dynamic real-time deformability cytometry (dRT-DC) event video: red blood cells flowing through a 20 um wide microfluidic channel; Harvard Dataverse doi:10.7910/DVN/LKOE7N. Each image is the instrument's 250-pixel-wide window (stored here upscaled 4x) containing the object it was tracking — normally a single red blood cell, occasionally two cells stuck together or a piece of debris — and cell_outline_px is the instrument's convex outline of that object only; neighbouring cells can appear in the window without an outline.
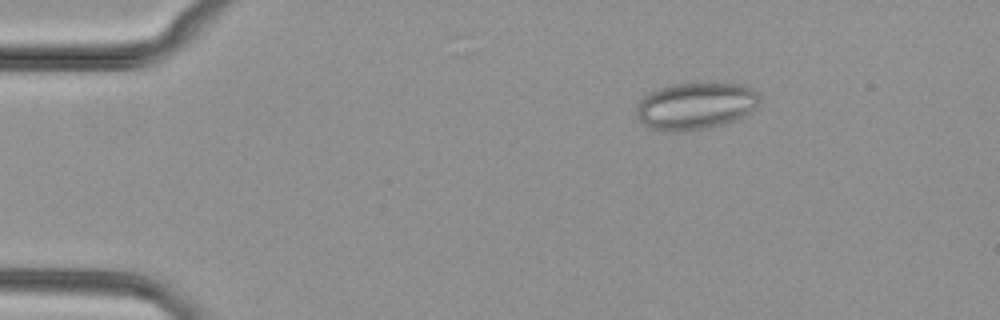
{"species": "common noctule bat (a hibernating species)", "species_latin": "Nyctalus noctula", "temperature_condition": "cold", "stored_images_in_passage": 45, "camera_frame_rate_fps": 3000, "um_per_image_px": 0.085, "animal": {"sex": "female", "body_mass_g": 29.2, "forearm_length_mm": 56.3}, "frame": {"image": 1, "passage_image": 2, "time_ms": 0.333, "image_size_px": [1000, 320], "cell_outline_px": [[760, 96], [756, 108], [744, 116], [736, 120], [724, 124], [708, 128], [652, 128], [644, 124], [636, 116], [636, 104], [648, 92], [672, 84], [692, 80], [696, 80], [744, 84], [752, 88]], "centroid_in_image_um": [59.18, 8.9], "position_along_channel_um": 25.8, "area_um2": 33.99}}
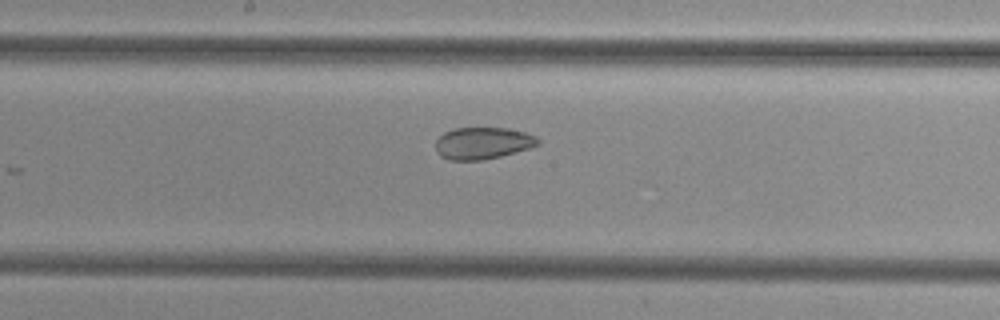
{"frame": {"image": 2, "passage_image": 21, "time_ms": 6.667, "image_size_px": [1000, 320], "cell_outline_px": [[540, 144], [532, 148], [484, 160], [448, 160], [440, 156], [436, 152], [436, 140], [444, 132], [456, 128], [508, 128], [524, 132], [536, 136], [540, 140]], "centroid_in_image_um": [41.05, 12.17], "position_along_channel_um": 207.2, "area_um2": 19.19}}
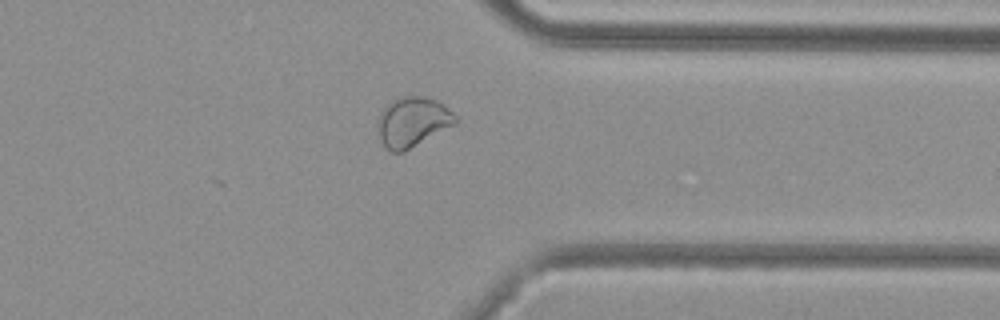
{"frame": {"image": 3, "passage_image": 34, "time_ms": 11.0, "image_size_px": [1000, 320], "cell_outline_px": [[460, 120], [456, 124], [404, 152], [392, 152], [384, 144], [380, 136], [376, 124], [380, 112], [392, 100], [400, 96], [424, 96], [436, 100], [448, 108]], "centroid_in_image_um": [35.09, 10.35], "position_along_channel_um": 376.3, "area_um2": 22.6}}